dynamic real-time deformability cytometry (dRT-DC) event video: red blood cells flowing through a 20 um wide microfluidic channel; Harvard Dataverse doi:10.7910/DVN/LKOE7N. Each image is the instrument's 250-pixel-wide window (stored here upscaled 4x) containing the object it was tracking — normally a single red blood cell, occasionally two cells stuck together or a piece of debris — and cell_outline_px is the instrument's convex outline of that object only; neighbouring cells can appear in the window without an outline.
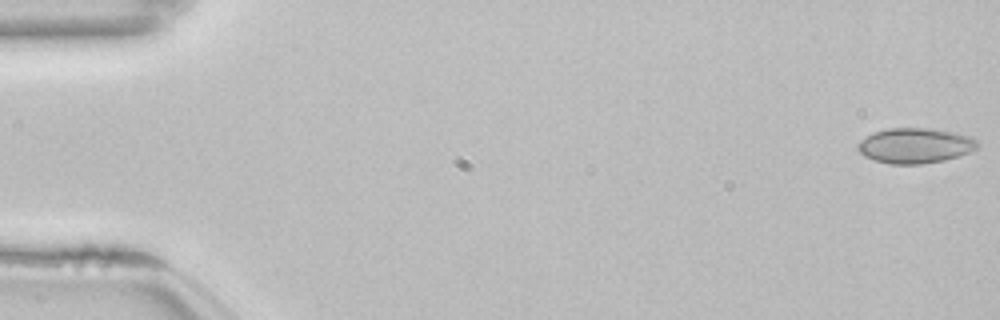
{"species": "common noctule bat (a hibernating species)", "species_latin": "Nyctalus noctula", "temperature_condition": "room temperature", "stored_images_in_passage": 13, "camera_frame_rate_fps": 3000, "um_per_image_px": 0.085, "animal": {"sex": "female", "body_mass_g": 22.7, "forearm_length_mm": 54.2}, "frame": {"image": 1, "passage_image": 1, "time_ms": 0.0, "image_size_px": [1000, 320], "cell_outline_px": [[976, 148], [968, 152], [944, 160], [920, 164], [888, 164], [872, 160], [864, 156], [856, 148], [856, 144], [860, 140], [876, 132], [888, 128], [932, 128], [972, 136], [976, 140]], "centroid_in_image_um": [77.73, 12.38], "position_along_channel_um": 7.3, "area_um2": 24.45}}